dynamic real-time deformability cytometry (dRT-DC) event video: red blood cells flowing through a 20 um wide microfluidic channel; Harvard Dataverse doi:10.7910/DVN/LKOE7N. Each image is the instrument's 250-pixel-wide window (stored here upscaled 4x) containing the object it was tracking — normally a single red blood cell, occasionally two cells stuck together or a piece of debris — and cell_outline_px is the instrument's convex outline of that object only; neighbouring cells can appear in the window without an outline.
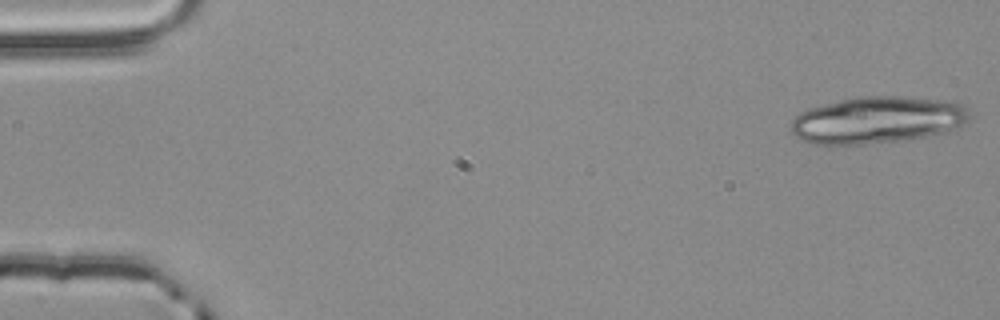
{"species": "common noctule bat (a hibernating species)", "species_latin": "Nyctalus noctula", "temperature_condition": "room temperature", "stored_images_in_passage": 23, "camera_frame_rate_fps": 3000, "um_per_image_px": 0.085, "animal": {"sex": "male", "body_mass_g": 20.4}, "frame": {"image": 1, "passage_image": 1, "time_ms": 0.0, "image_size_px": [1000, 320], "cell_outline_px": [[968, 116], [956, 128], [924, 136], [904, 140], [860, 144], [812, 144], [800, 140], [792, 132], [792, 120], [800, 112], [808, 108], [856, 96], [896, 96], [952, 100], [964, 104], [968, 108]], "centroid_in_image_um": [74.54, 10.18], "position_along_channel_um": 10.5, "area_um2": 48.55}}